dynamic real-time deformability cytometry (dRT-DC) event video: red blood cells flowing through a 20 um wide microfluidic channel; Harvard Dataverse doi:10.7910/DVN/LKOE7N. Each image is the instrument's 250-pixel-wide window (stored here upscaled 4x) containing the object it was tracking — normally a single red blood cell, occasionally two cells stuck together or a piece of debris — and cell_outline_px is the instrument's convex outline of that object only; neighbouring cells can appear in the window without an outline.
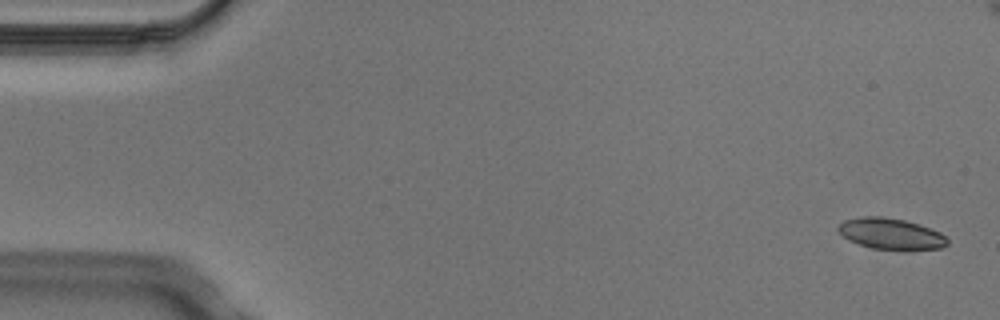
{"species": "Egyptian fruit bat (a non-hibernating species)", "species_latin": "Rousettus aegyptiacus", "temperature_condition": "cold", "stored_images_in_passage": 4, "camera_frame_rate_fps": 3000, "um_per_image_px": 0.085, "animal": {"sex": "male"}, "frame": {"image": 1, "passage_image": 1, "time_ms": 0.0, "image_size_px": [1000, 320], "cell_outline_px": [[948, 244], [940, 248], [872, 248], [848, 240], [836, 228], [844, 220], [860, 216], [884, 216], [904, 220], [920, 224], [940, 232], [948, 240]], "centroid_in_image_um": [75.69, 19.83], "position_along_channel_um": 9.3, "area_um2": 19.31}}
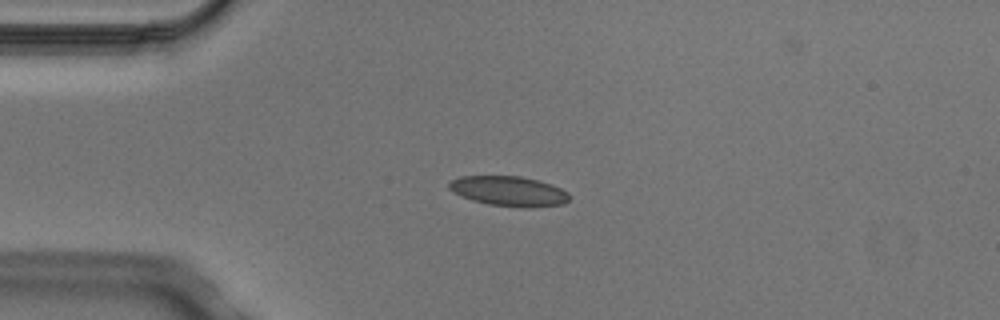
{"frame": {"image": 2, "passage_image": 4, "time_ms": 1.0, "image_size_px": [1000, 320], "cell_outline_px": [[568, 200], [564, 204], [528, 208], [524, 208], [488, 204], [472, 200], [452, 192], [448, 188], [448, 184], [452, 180], [460, 176], [520, 176], [552, 184], [568, 192]], "centroid_in_image_um": [43.24, 16.25], "position_along_channel_um": 41.8, "area_um2": 20.98}}